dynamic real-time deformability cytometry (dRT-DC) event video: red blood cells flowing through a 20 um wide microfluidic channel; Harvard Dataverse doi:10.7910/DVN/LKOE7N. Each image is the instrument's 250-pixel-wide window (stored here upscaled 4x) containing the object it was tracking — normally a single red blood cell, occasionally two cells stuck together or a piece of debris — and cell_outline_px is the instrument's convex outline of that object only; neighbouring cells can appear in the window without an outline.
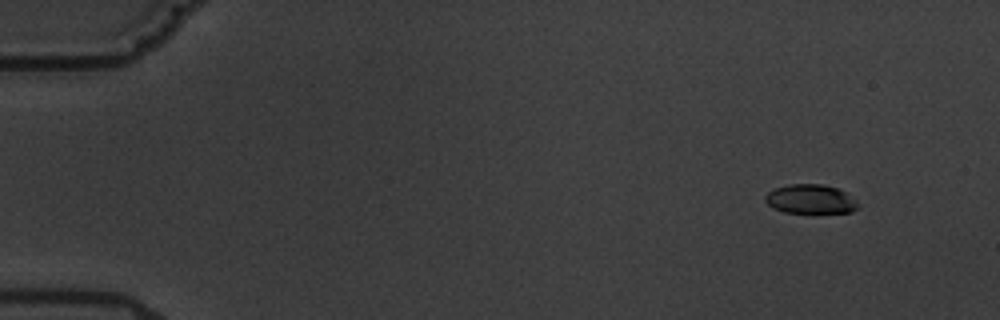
{"species": "common noctule bat (a hibernating species)", "species_latin": "Nyctalus noctula", "temperature_condition": "warm", "stored_images_in_passage": 4, "camera_frame_rate_fps": 3000, "um_per_image_px": 0.085, "animal": {"sex": "male", "body_mass_g": 19.5, "forearm_length_mm": 54.6}, "frame": {"image": 1, "passage_image": 1, "time_ms": 0.0, "image_size_px": [1000, 320], "cell_outline_px": [[860, 208], [852, 212], [816, 216], [784, 212], [772, 208], [764, 200], [764, 196], [768, 192], [776, 188], [788, 184], [820, 184], [836, 188], [848, 192], [856, 200]], "centroid_in_image_um": [68.94, 16.99], "position_along_channel_um": 16.1, "area_um2": 16.82}}
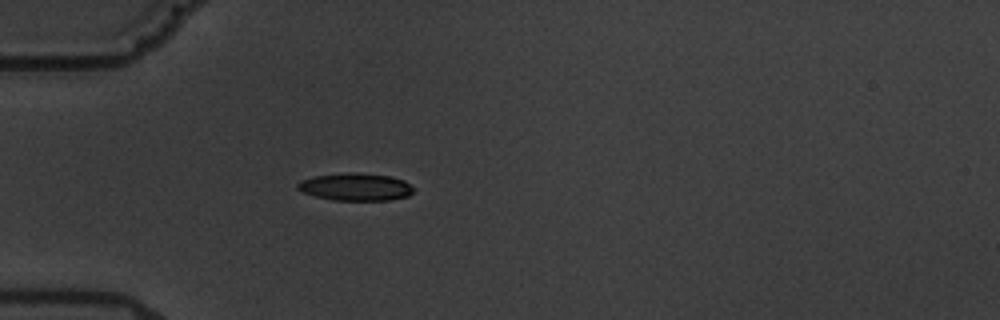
{"frame": {"image": 2, "passage_image": 4, "time_ms": 4.333, "image_size_px": [1000, 320], "cell_outline_px": [[416, 188], [408, 196], [388, 200], [332, 200], [316, 196], [304, 192], [296, 188], [296, 184], [300, 180], [316, 176], [344, 172], [356, 172], [388, 176], [404, 180]], "centroid_in_image_um": [30.23, 15.88], "position_along_channel_um": 54.8, "area_um2": 18.61}}